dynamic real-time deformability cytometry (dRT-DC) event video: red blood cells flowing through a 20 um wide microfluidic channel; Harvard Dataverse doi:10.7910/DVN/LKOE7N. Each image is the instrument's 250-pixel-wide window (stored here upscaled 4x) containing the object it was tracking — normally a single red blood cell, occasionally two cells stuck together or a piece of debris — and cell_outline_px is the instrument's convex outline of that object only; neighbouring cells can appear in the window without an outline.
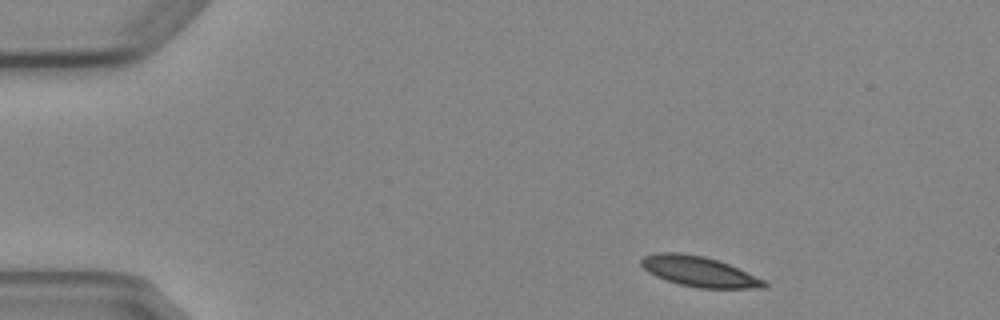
{"species": "Egyptian fruit bat (a non-hibernating species)", "species_latin": "Rousettus aegyptiacus", "temperature_condition": "cold", "stored_images_in_passage": 3, "camera_frame_rate_fps": 3000, "um_per_image_px": 0.085, "animal": {"sex": "female"}, "frame": {"image": 1, "passage_image": 1, "time_ms": 0.0, "image_size_px": [1000, 320], "cell_outline_px": [[768, 284], [764, 288], [696, 288], [680, 284], [656, 276], [648, 272], [640, 264], [640, 260], [644, 256], [656, 252], [680, 252], [704, 256], [728, 264], [764, 280]], "centroid_in_image_um": [59.38, 23.07], "position_along_channel_um": 25.6, "area_um2": 21.5}}